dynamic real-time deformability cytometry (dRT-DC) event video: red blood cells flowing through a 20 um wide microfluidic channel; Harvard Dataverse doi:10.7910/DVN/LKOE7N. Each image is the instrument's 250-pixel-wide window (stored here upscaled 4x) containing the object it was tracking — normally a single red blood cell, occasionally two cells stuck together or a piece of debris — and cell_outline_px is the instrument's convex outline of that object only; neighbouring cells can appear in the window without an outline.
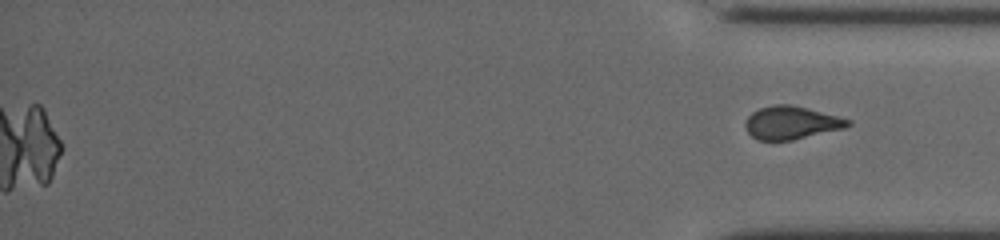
{"species": "common noctule bat (a hibernating species)", "species_latin": "Nyctalus noctula", "temperature_condition": "cold", "stored_images_in_passage": 35, "camera_frame_rate_fps": 3000, "um_per_image_px": 0.085, "animal": {"sex": "female", "body_mass_g": 19.5, "forearm_length_mm": 54.1}, "frame": {"image": 1, "passage_image": 35, "time_ms": 11.333, "image_size_px": [1000, 240], "cell_outline_px": [[852, 124], [844, 128], [792, 140], [760, 140], [752, 136], [748, 132], [744, 124], [748, 116], [752, 112], [760, 108], [776, 104], [788, 104], [852, 120]], "centroid_in_image_um": [67.24, 10.44], "position_along_channel_um": 368.0, "area_um2": 19.36}}